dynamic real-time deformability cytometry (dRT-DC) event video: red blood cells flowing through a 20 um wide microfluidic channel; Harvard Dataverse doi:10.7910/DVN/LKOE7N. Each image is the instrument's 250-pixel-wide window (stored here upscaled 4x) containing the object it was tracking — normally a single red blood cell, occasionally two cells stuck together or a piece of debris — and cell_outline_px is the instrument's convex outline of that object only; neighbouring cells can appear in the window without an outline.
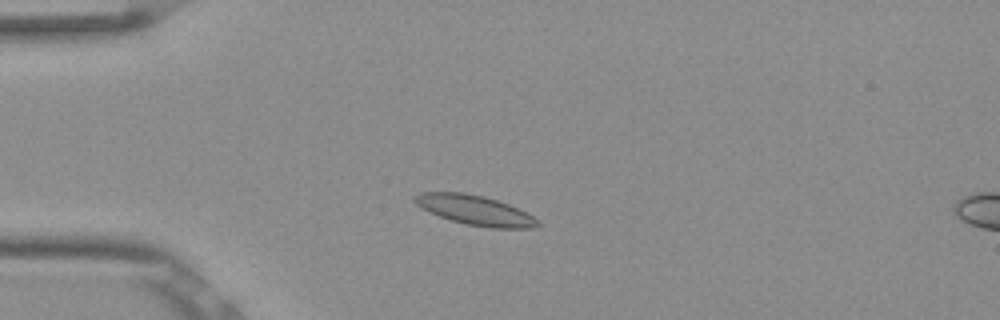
{"species": "Egyptian fruit bat (a non-hibernating species)", "species_latin": "Rousettus aegyptiacus", "temperature_condition": "room temperature", "stored_images_in_passage": 50, "camera_frame_rate_fps": 3000, "um_per_image_px": 0.085, "frame": {"image": 1, "passage_image": 10, "time_ms": 3.0, "image_size_px": [1000, 320], "cell_outline_px": [[540, 224], [532, 228], [488, 228], [468, 224], [452, 220], [428, 212], [416, 204], [412, 200], [412, 196], [420, 192], [464, 192], [484, 196], [508, 204], [532, 216]], "centroid_in_image_um": [40.3, 17.85], "position_along_channel_um": 44.7, "area_um2": 21.1}}
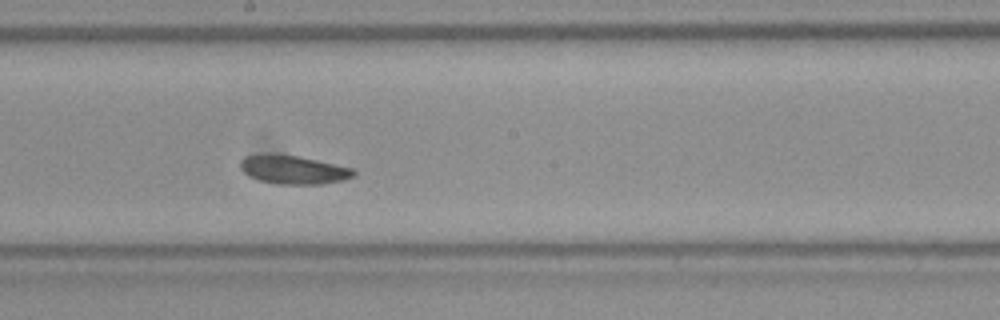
{"frame": {"image": 2, "passage_image": 26, "time_ms": 8.333, "image_size_px": [1000, 320], "cell_outline_px": [[356, 172], [352, 176], [344, 180], [320, 184], [276, 184], [260, 180], [248, 176], [240, 168], [240, 160], [244, 156], [264, 152], [272, 152], [300, 156], [352, 168]], "centroid_in_image_um": [24.86, 14.39], "position_along_channel_um": 223.3, "area_um2": 19.25}}
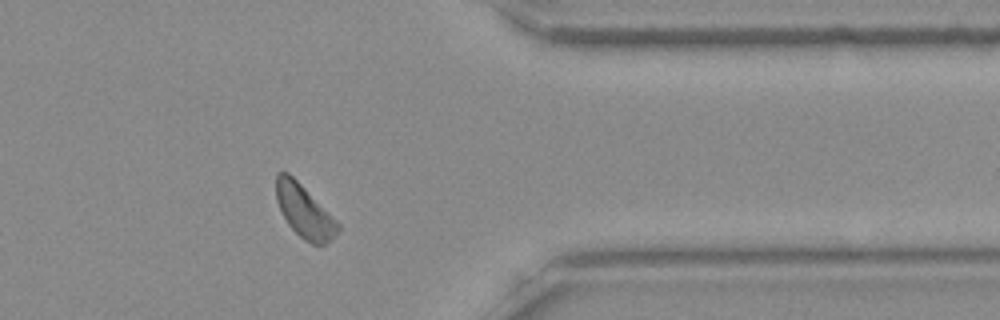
{"frame": {"image": 3, "passage_image": 40, "time_ms": 13.0, "image_size_px": [1000, 320], "cell_outline_px": [[340, 228], [324, 244], [312, 244], [304, 240], [288, 224], [276, 200], [276, 172], [288, 172], [340, 224]], "centroid_in_image_um": [25.83, 17.94], "position_along_channel_um": 385.6, "area_um2": 18.32}, "authors_computed_cell_mechanics": {"area_um2": 19.5364, "velocity_mm_per_s": 3.7679, "shape_relaxation_time_tau1_ms": 1.7139, "shape_relaxation_time_tau2_ms": 2.5525, "deformation_change_tau1": 0.0429, "deformation_change_tau2": 0.063}}